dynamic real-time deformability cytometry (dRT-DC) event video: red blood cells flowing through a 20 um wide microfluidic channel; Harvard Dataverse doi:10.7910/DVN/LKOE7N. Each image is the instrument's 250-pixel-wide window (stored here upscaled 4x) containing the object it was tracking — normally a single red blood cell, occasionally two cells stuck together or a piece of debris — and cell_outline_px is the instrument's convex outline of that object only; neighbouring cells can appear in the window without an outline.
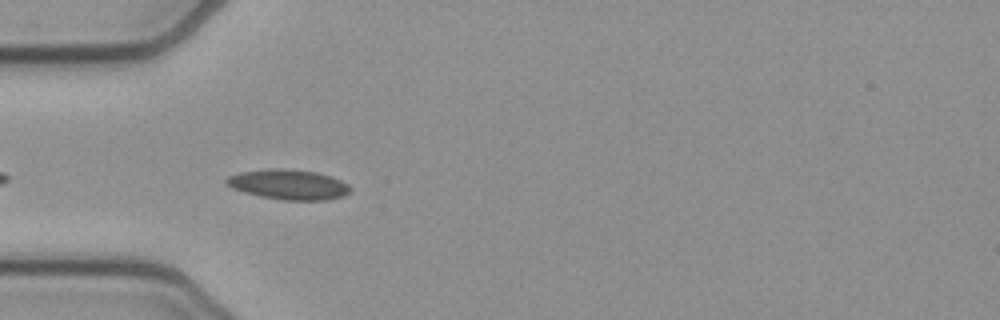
{"species": "common noctule bat (a hibernating species)", "species_latin": "Nyctalus noctula", "temperature_condition": "cold", "stored_images_in_passage": 25, "camera_frame_rate_fps": 3000, "um_per_image_px": 0.085, "animal": {"sex": "female", "body_mass_g": 21.9}, "frame": {"image": 1, "passage_image": 3, "time_ms": 0.667, "image_size_px": [1000, 320], "cell_outline_px": [[352, 188], [344, 196], [328, 200], [284, 200], [260, 196], [244, 192], [232, 188], [224, 180], [228, 176], [240, 172], [276, 168], [316, 172], [332, 176], [348, 184]], "centroid_in_image_um": [24.55, 15.69], "position_along_channel_um": 60.5, "area_um2": 21.56}}
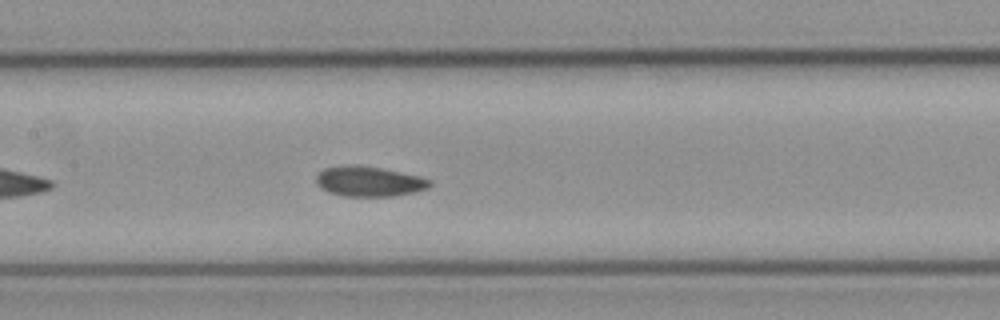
{"frame": {"image": 2, "passage_image": 12, "time_ms": 3.667, "image_size_px": [1000, 320], "cell_outline_px": [[432, 184], [428, 188], [416, 192], [392, 196], [344, 196], [328, 192], [320, 188], [316, 184], [316, 176], [324, 168], [344, 164], [356, 164], [380, 168], [420, 176], [432, 180]], "centroid_in_image_um": [31.36, 15.41], "position_along_channel_um": 176.0, "area_um2": 20.17}}
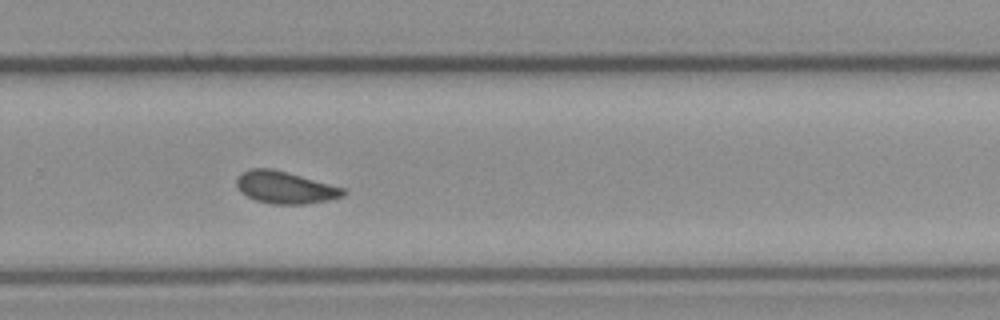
{"frame": {"image": 3, "passage_image": 22, "time_ms": 7.0, "image_size_px": [1000, 320], "cell_outline_px": [[348, 192], [344, 196], [328, 200], [304, 204], [272, 204], [256, 200], [240, 192], [236, 184], [236, 180], [240, 172], [252, 168], [272, 168], [288, 172], [344, 188]], "centroid_in_image_um": [24.22, 15.93], "position_along_channel_um": 305.6, "area_um2": 20.06}}